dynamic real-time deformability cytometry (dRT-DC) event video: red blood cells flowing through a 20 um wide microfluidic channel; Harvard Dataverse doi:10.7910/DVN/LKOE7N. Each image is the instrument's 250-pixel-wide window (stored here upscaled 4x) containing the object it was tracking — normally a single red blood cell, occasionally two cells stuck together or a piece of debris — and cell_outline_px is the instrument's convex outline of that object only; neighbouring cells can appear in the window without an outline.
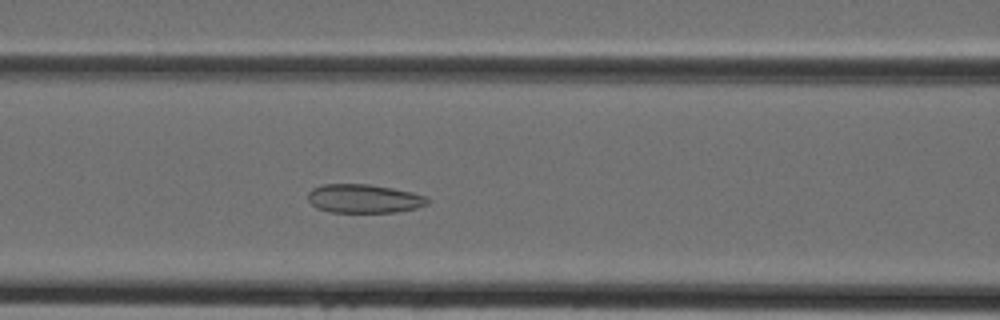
{"species": "Egyptian fruit bat (a non-hibernating species)", "species_latin": "Rousettus aegyptiacus", "temperature_condition": "cold", "stored_images_in_passage": 19, "camera_frame_rate_fps": 3000, "um_per_image_px": 0.085, "animal": {"sex": "female"}, "frame": {"image": 1, "passage_image": 8, "time_ms": 2.333, "image_size_px": [1000, 320], "cell_outline_px": [[428, 204], [416, 208], [396, 212], [332, 212], [316, 208], [308, 200], [308, 192], [312, 188], [324, 184], [368, 184], [392, 188], [412, 192], [428, 196]], "centroid_in_image_um": [30.94, 16.88], "position_along_channel_um": 135.7, "area_um2": 20.06}}
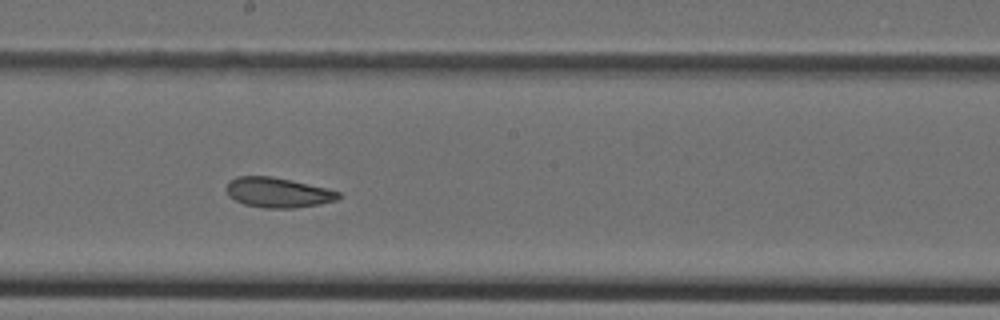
{"frame": {"image": 2, "passage_image": 14, "time_ms": 4.333, "image_size_px": [1000, 320], "cell_outline_px": [[340, 196], [336, 200], [320, 204], [296, 208], [264, 208], [244, 204], [228, 196], [228, 184], [236, 176], [272, 176], [324, 188], [340, 192]], "centroid_in_image_um": [23.62, 16.37], "position_along_channel_um": 224.6, "area_um2": 19.25}}
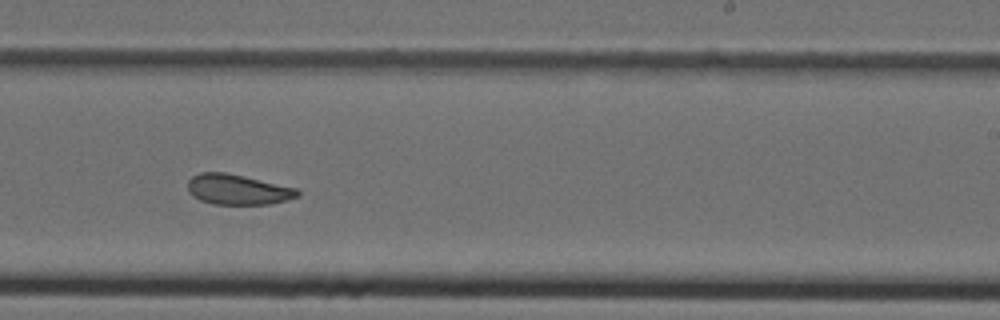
{"frame": {"image": 3, "passage_image": 17, "time_ms": 5.333, "image_size_px": [1000, 320], "cell_outline_px": [[300, 196], [288, 200], [268, 204], [212, 204], [200, 200], [192, 196], [188, 192], [188, 180], [192, 176], [200, 172], [224, 172], [244, 176], [296, 188], [300, 192]], "centroid_in_image_um": [20.19, 16.11], "position_along_channel_um": 268.8, "area_um2": 19.42}}